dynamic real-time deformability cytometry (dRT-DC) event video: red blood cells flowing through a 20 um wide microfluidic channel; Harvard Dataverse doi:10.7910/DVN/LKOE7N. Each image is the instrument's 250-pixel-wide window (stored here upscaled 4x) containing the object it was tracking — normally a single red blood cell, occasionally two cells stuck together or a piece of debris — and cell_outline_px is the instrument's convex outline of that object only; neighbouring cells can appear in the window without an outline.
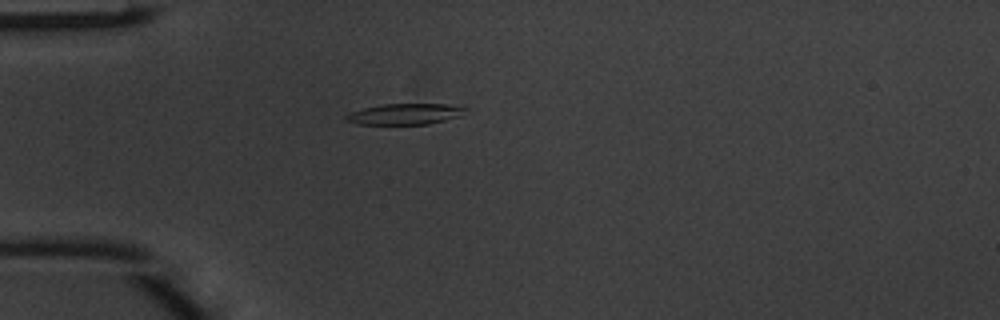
{"species": "common noctule bat (a hibernating species)", "species_latin": "Nyctalus noctula", "temperature_condition": "warm", "stored_images_in_passage": 36, "camera_frame_rate_fps": 3000, "um_per_image_px": 0.085, "animal": {"sex": "male", "body_mass_g": 20.1, "forearm_length_mm": 53.5}, "frame": {"image": 1, "passage_image": 1, "time_ms": 0.0, "image_size_px": [1000, 320], "cell_outline_px": [[468, 108], [460, 116], [428, 124], [356, 124], [344, 120], [344, 116], [352, 112], [364, 108], [384, 104], [448, 104]], "centroid_in_image_um": [34.41, 9.69], "position_along_channel_um": 50.6, "area_um2": 14.45}}
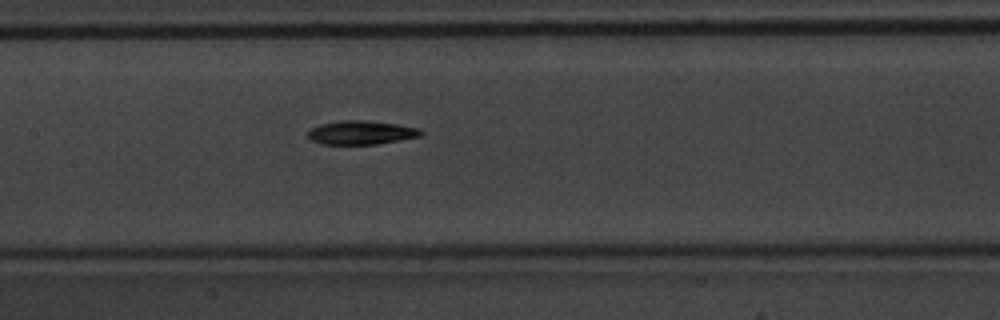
{"frame": {"image": 2, "passage_image": 11, "time_ms": 3.333, "image_size_px": [1000, 320], "cell_outline_px": [[424, 132], [420, 136], [400, 140], [376, 144], [320, 144], [312, 140], [308, 136], [308, 132], [312, 128], [320, 124], [340, 120], [364, 120], [396, 124], [420, 128]], "centroid_in_image_um": [30.71, 11.26], "position_along_channel_um": 176.7, "area_um2": 15.61}}
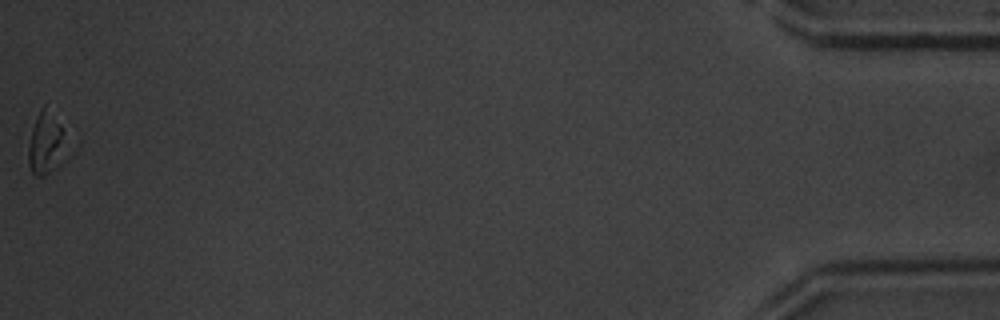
{"frame": {"image": 3, "passage_image": 36, "time_ms": 11.667, "image_size_px": [1000, 320], "cell_outline_px": [[64, 160], [60, 164], [44, 176], [36, 176], [32, 172], [28, 164], [28, 144], [32, 128], [36, 116], [44, 104], [60, 124]], "centroid_in_image_um": [3.83, 12.23], "position_along_channel_um": 431.4, "area_um2": 13.29}, "authors_computed_cell_mechanics": {"area_um2": 15.5482, "velocity_mm_per_s": 4.1656, "shape_relaxation_time_tau1_ms": 3.0549, "shape_relaxation_time_tau2_ms": null, "deformation_change_tau1": 0.1299, "deformation_change_tau2": null}}